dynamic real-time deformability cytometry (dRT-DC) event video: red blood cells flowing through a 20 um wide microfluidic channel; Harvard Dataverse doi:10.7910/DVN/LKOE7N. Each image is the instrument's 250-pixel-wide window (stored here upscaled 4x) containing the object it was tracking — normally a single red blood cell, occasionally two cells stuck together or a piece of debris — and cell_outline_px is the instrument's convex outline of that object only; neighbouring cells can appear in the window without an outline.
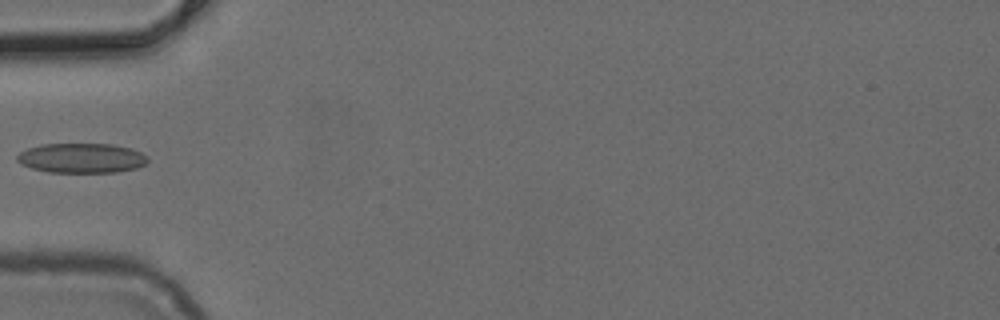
{"species": "common noctule bat (a hibernating species)", "species_latin": "Nyctalus noctula", "temperature_condition": "cold", "stored_images_in_passage": 11, "camera_frame_rate_fps": 3000, "um_per_image_px": 0.085, "animal": {"sex": "female", "body_mass_g": 24.6, "forearm_length_mm": 56.2}, "frame": {"image": 1, "passage_image": 1, "time_ms": 0.0, "image_size_px": [1000, 320], "cell_outline_px": [[148, 164], [136, 168], [116, 172], [48, 172], [32, 168], [20, 164], [16, 160], [16, 156], [20, 152], [28, 148], [40, 144], [112, 144], [132, 148], [148, 156]], "centroid_in_image_um": [6.94, 13.43], "position_along_channel_um": 78.1, "area_um2": 22.83}}